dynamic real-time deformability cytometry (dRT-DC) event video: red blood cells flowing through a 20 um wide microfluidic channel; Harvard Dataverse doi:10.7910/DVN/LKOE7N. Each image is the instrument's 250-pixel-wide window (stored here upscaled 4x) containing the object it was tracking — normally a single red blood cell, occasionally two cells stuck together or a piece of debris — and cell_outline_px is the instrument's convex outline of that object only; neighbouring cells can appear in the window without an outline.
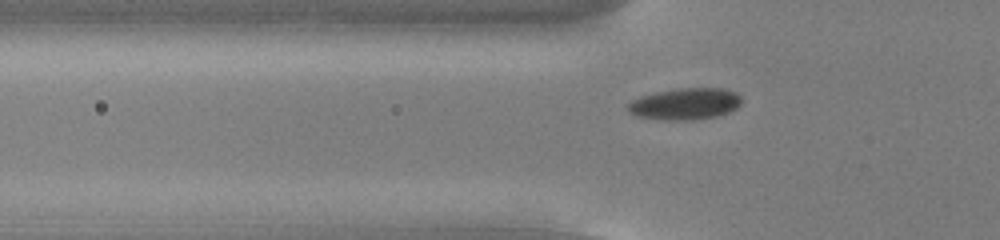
{"species": "common noctule bat (a hibernating species)", "species_latin": "Nyctalus noctula", "temperature_condition": "cold", "stored_images_in_passage": 35, "camera_frame_rate_fps": 3000, "um_per_image_px": 0.085, "animal": {"sex": "male", "body_mass_g": 13.0, "forearm_length_mm": 53.1}, "frame": {"image": 1, "passage_image": 5, "time_ms": 1.333, "image_size_px": [1000, 240], "cell_outline_px": [[740, 104], [736, 108], [728, 112], [716, 116], [692, 120], [664, 120], [636, 116], [628, 112], [628, 104], [632, 100], [640, 96], [656, 92], [680, 88], [720, 88], [736, 92], [740, 96]], "centroid_in_image_um": [58.21, 8.83], "position_along_channel_um": 67.6, "area_um2": 20.87}}
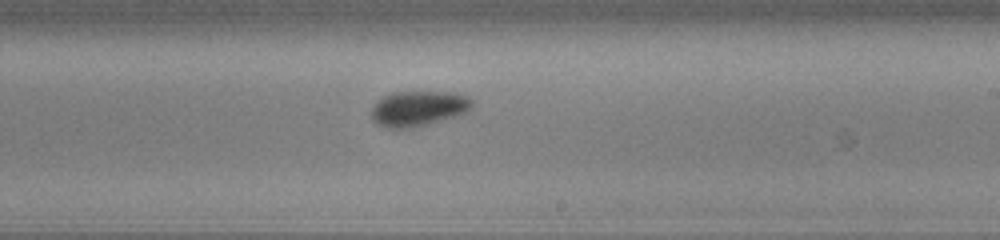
{"frame": {"image": 2, "passage_image": 20, "time_ms": 6.333, "image_size_px": [1000, 240], "cell_outline_px": [[472, 104], [464, 112], [452, 116], [424, 124], [404, 128], [388, 128], [376, 124], [372, 120], [372, 108], [376, 100], [392, 92], [452, 92], [464, 96], [472, 100]], "centroid_in_image_um": [35.46, 9.2], "position_along_channel_um": 253.5, "area_um2": 20.06}}
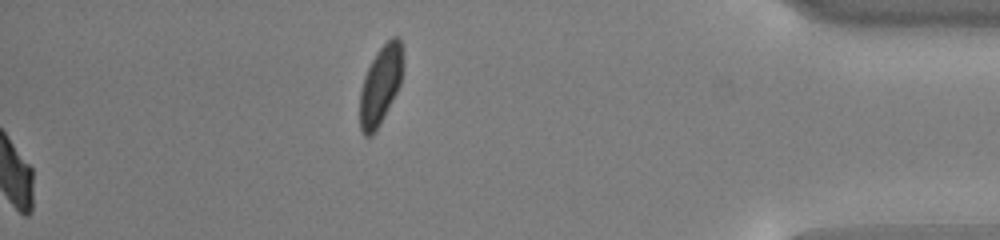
{"frame": {"image": 3, "passage_image": 35, "time_ms": 11.333, "image_size_px": [1000, 240], "cell_outline_px": [[400, 84], [380, 124], [372, 136], [364, 136], [360, 128], [360, 92], [364, 76], [376, 52], [392, 36], [400, 36]], "centroid_in_image_um": [32.29, 7.28], "position_along_channel_um": 402.9, "area_um2": 19.07}, "authors_computed_cell_mechanics": {"area_um2": 20.4612, "velocity_mm_per_s": 3.753, "shape_relaxation_time_tau1_ms": 3.0569, "shape_relaxation_time_tau2_ms": 2.8821, "deformation_change_tau1": 0.0717, "deformation_change_tau2": 0.0674}}